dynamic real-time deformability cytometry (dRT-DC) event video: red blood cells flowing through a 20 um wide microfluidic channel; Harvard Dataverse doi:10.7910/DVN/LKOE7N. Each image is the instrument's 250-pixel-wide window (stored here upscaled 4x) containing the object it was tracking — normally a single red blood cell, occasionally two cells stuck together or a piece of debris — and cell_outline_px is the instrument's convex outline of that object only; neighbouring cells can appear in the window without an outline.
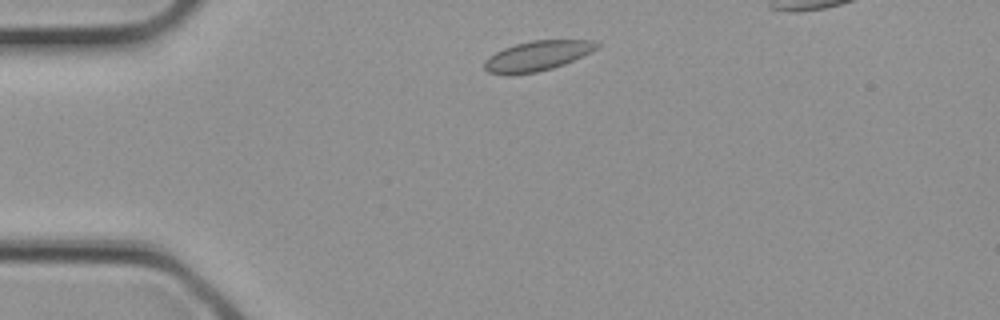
{"species": "common noctule bat (a hibernating species)", "species_latin": "Nyctalus noctula", "temperature_condition": "cold", "stored_images_in_passage": 2, "camera_frame_rate_fps": 3000, "um_per_image_px": 0.085, "animal": {"sex": "female", "body_mass_g": 21.9}, "frame": {"image": 1, "passage_image": 1, "time_ms": 0.0, "image_size_px": [1000, 320], "cell_outline_px": [[600, 44], [596, 48], [584, 56], [564, 64], [552, 68], [536, 72], [512, 76], [508, 76], [488, 72], [484, 68], [484, 60], [488, 56], [504, 48], [516, 44], [532, 40], [596, 40]], "centroid_in_image_um": [45.64, 4.76], "position_along_channel_um": 39.4, "area_um2": 19.83}}